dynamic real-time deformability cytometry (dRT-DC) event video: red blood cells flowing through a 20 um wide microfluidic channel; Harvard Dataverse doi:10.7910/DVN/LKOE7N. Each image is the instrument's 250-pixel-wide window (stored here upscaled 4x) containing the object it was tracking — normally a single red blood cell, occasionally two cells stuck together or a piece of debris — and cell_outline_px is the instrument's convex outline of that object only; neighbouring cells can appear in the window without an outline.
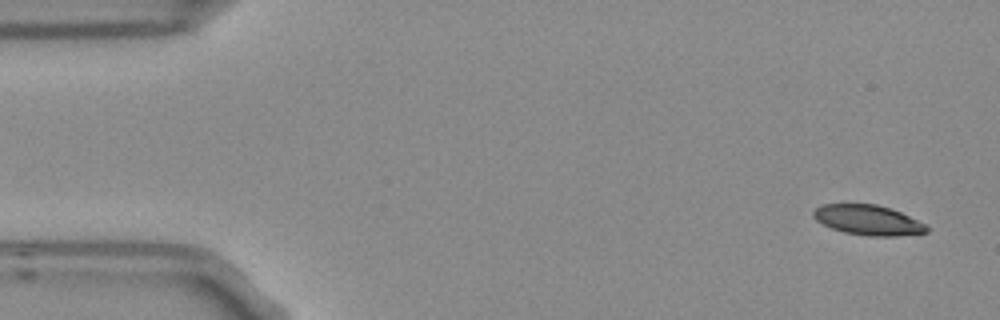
{"species": "Egyptian fruit bat (a non-hibernating species)", "species_latin": "Rousettus aegyptiacus", "temperature_condition": "room temperature", "stored_images_in_passage": 4, "camera_frame_rate_fps": 3000, "um_per_image_px": 0.085, "frame": {"image": 1, "passage_image": 1, "time_ms": 0.0, "image_size_px": [1000, 320], "cell_outline_px": [[928, 232], [896, 236], [868, 236], [844, 232], [832, 228], [816, 220], [812, 216], [812, 212], [820, 204], [876, 204], [892, 208], [924, 224], [928, 228]], "centroid_in_image_um": [73.75, 18.7], "position_along_channel_um": 11.3, "area_um2": 19.71}}